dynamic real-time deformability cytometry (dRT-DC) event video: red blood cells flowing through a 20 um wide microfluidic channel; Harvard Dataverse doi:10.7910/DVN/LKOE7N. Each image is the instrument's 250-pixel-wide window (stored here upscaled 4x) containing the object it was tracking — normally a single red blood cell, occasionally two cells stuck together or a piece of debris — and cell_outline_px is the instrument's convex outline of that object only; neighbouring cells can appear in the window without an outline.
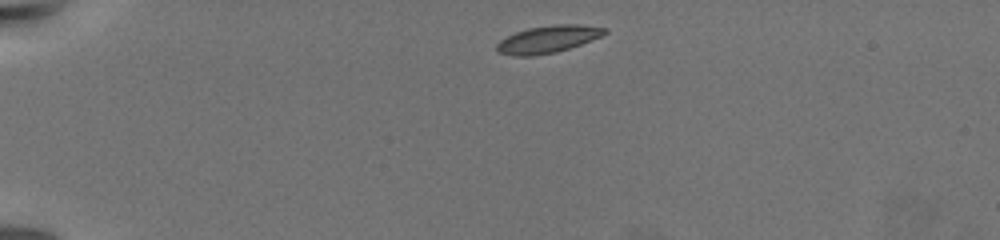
{"species": "common noctule bat (a hibernating species)", "species_latin": "Nyctalus noctula", "temperature_condition": "warm", "stored_images_in_passage": 6, "camera_frame_rate_fps": 3000, "um_per_image_px": 0.085, "animal": {"sex": "female", "body_mass_g": 19.5, "forearm_length_mm": 54.1}, "frame": {"image": 1, "passage_image": 1, "time_ms": 0.0, "image_size_px": [1000, 240], "cell_outline_px": [[608, 32], [600, 36], [580, 44], [556, 52], [532, 56], [512, 56], [496, 52], [496, 44], [500, 40], [516, 32], [528, 28], [556, 24], [580, 24], [608, 28]], "centroid_in_image_um": [46.55, 3.33], "position_along_channel_um": 38.5, "area_um2": 17.11}}
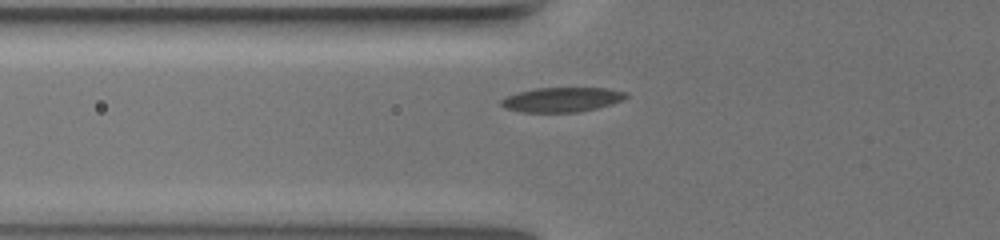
{"frame": {"image": 2, "passage_image": 4, "time_ms": 3.333, "image_size_px": [1000, 240], "cell_outline_px": [[628, 96], [612, 104], [596, 108], [576, 112], [524, 112], [504, 108], [500, 104], [500, 100], [508, 96], [520, 92], [536, 88], [608, 88], [628, 92]], "centroid_in_image_um": [47.77, 8.46], "position_along_channel_um": 78.0, "area_um2": 17.74}}
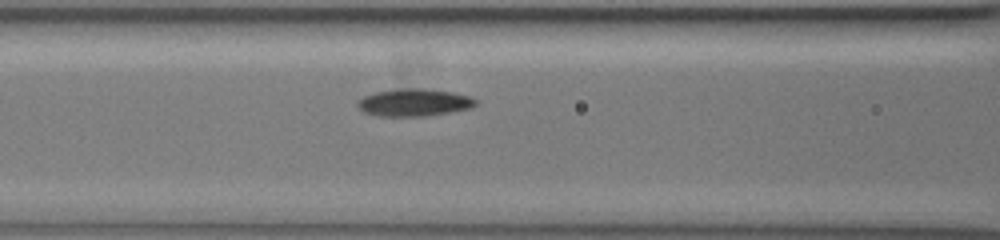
{"frame": {"image": 3, "passage_image": 6, "time_ms": 5.0, "image_size_px": [1000, 240], "cell_outline_px": [[476, 104], [472, 108], [428, 116], [376, 116], [364, 112], [356, 104], [364, 96], [376, 92], [400, 88], [424, 88], [452, 92], [472, 96], [476, 100]], "centroid_in_image_um": [35.23, 8.71], "position_along_channel_um": 131.4, "area_um2": 18.96}}